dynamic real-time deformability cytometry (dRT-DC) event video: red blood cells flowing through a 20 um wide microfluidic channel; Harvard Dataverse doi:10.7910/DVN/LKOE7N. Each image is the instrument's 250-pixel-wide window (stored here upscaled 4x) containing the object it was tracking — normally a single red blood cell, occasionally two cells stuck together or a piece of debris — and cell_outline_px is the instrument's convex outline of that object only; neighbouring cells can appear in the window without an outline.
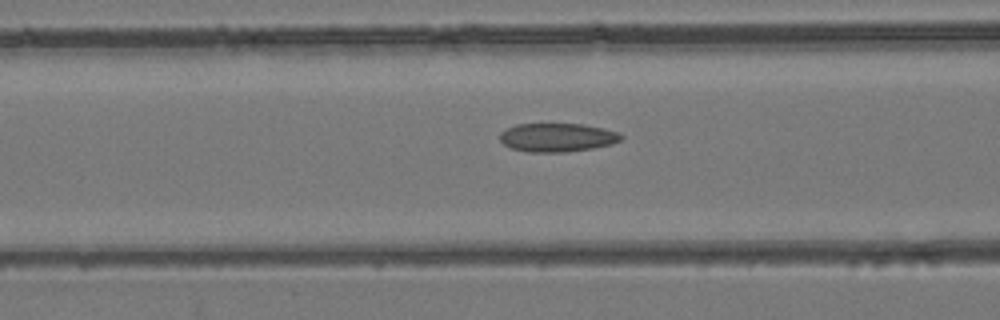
{"species": "common noctule bat (a hibernating species)", "species_latin": "Nyctalus noctula", "temperature_condition": "room temperature", "stored_images_in_passage": 37, "camera_frame_rate_fps": 3000, "um_per_image_px": 0.085, "animal": {"sex": "female", "body_mass_g": 24.6, "forearm_length_mm": 56.2}, "frame": {"image": 1, "passage_image": 14, "time_ms": 4.333, "image_size_px": [1000, 320], "cell_outline_px": [[624, 136], [620, 140], [612, 144], [592, 148], [564, 152], [528, 152], [512, 148], [504, 144], [500, 140], [500, 132], [516, 124], [584, 124], [604, 128], [620, 132]], "centroid_in_image_um": [47.39, 11.68], "position_along_channel_um": 119.2, "area_um2": 20.23}}
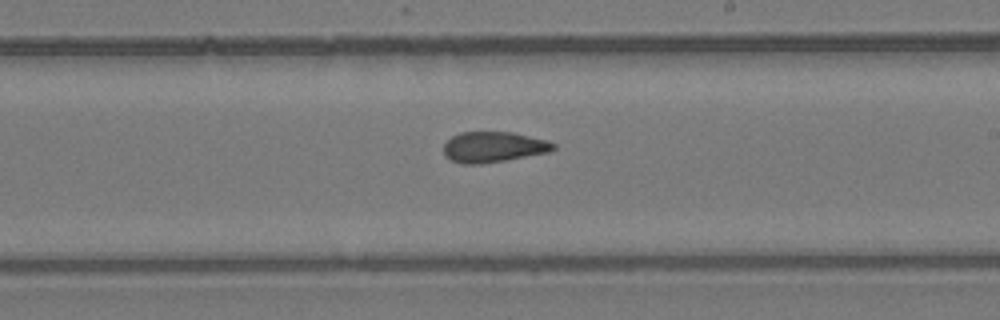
{"frame": {"image": 2, "passage_image": 23, "time_ms": 7.333, "image_size_px": [1000, 320], "cell_outline_px": [[556, 148], [548, 152], [504, 160], [480, 164], [460, 164], [444, 156], [444, 144], [452, 136], [460, 132], [512, 132], [548, 140], [556, 144]], "centroid_in_image_um": [41.93, 12.49], "position_along_channel_um": 247.1, "area_um2": 19.54}}
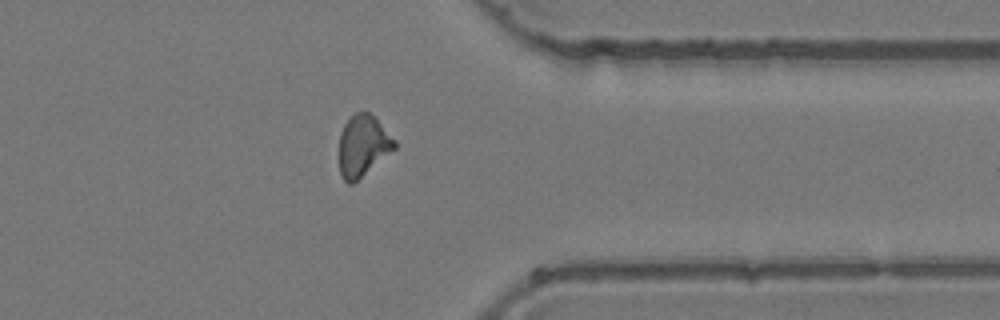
{"frame": {"image": 3, "passage_image": 33, "time_ms": 10.667, "image_size_px": [1000, 320], "cell_outline_px": [[396, 148], [352, 184], [348, 184], [344, 180], [340, 172], [340, 132], [344, 124], [356, 112], [368, 112], [396, 140]], "centroid_in_image_um": [30.84, 12.4], "position_along_channel_um": 380.6, "area_um2": 19.31}}